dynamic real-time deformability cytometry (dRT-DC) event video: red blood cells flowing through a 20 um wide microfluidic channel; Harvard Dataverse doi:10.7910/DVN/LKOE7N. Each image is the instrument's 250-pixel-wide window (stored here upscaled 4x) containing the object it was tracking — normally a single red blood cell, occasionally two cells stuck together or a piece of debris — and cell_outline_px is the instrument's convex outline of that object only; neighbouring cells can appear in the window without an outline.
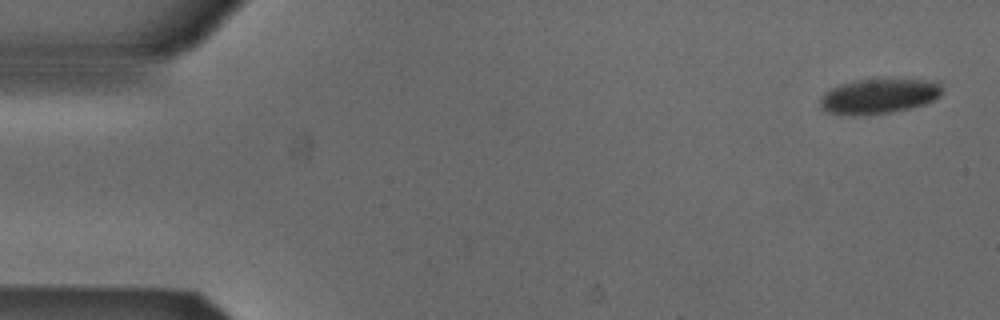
{"species": "Egyptian fruit bat (a non-hibernating species)", "species_latin": "Rousettus aegyptiacus", "temperature_condition": "cold", "stored_images_in_passage": 52, "camera_frame_rate_fps": 3000, "um_per_image_px": 0.085, "animal": {"sex": "male"}, "frame": {"image": 1, "passage_image": 1, "time_ms": 0.0, "image_size_px": [1000, 320], "cell_outline_px": [[940, 96], [924, 104], [908, 108], [888, 112], [852, 116], [824, 112], [820, 108], [820, 100], [824, 92], [840, 84], [856, 80], [936, 80], [940, 84]], "centroid_in_image_um": [74.63, 8.18], "position_along_channel_um": 10.4, "area_um2": 24.57}}
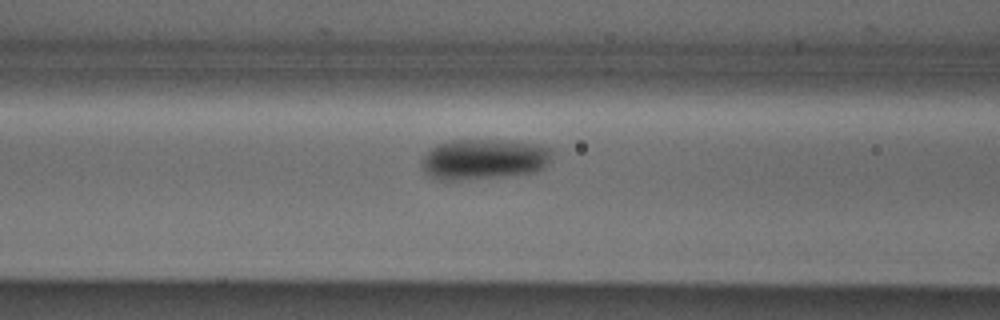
{"frame": {"image": 2, "passage_image": 20, "time_ms": 6.333, "image_size_px": [1000, 320], "cell_outline_px": [[556, 152], [548, 164], [544, 168], [536, 172], [504, 176], [456, 180], [440, 180], [424, 172], [420, 164], [420, 160], [436, 144], [452, 140], [500, 140], [536, 144], [552, 148]], "centroid_in_image_um": [41.17, 13.53], "position_along_channel_um": 125.4, "area_um2": 31.04}}
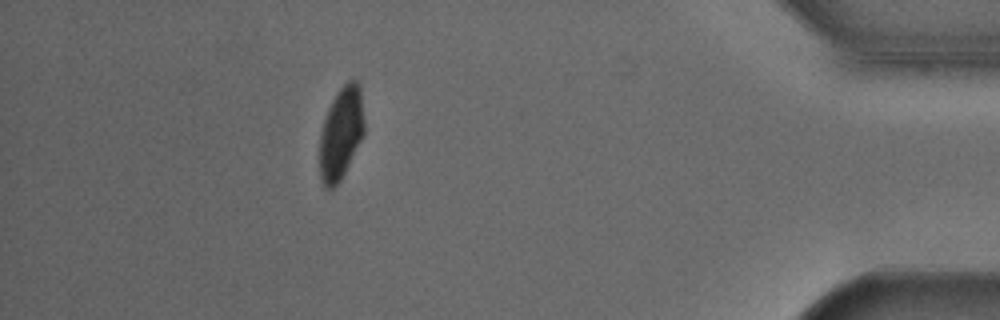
{"frame": {"image": 3, "passage_image": 46, "time_ms": 15.0, "image_size_px": [1000, 320], "cell_outline_px": [[364, 132], [340, 180], [332, 188], [324, 188], [320, 180], [320, 136], [324, 120], [328, 108], [336, 92], [348, 80], [356, 80], [360, 84], [364, 120]], "centroid_in_image_um": [28.98, 11.28], "position_along_channel_um": 406.2, "area_um2": 23.7}, "authors_computed_cell_mechanics": {"area_um2": 26.8481, "velocity_mm_per_s": 3.8621, "shape_relaxation_time_tau1_ms": 3.088, "shape_relaxation_time_tau2_ms": null, "deformation_change_tau1": 0.0828, "deformation_change_tau2": null}}